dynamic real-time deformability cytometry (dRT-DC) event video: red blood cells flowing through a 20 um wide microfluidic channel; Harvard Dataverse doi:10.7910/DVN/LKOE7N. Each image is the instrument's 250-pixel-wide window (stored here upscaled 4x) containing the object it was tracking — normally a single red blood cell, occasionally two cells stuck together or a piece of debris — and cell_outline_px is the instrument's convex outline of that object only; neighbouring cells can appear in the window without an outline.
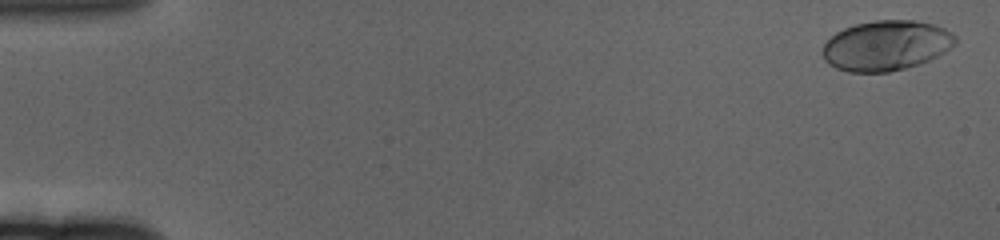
{"species": "human", "species_latin": "Homo sapiens", "temperature_condition": "cold", "stored_images_in_passage": 62, "camera_frame_rate_fps": 3000, "um_per_image_px": 0.085, "donor": {"sex": "female"}, "frame": {"image": 1, "passage_image": 2, "time_ms": 0.333, "image_size_px": [1000, 240], "cell_outline_px": [[956, 44], [944, 52], [920, 64], [888, 72], [848, 72], [836, 68], [828, 64], [824, 60], [824, 44], [836, 32], [844, 28], [856, 24], [876, 20], [912, 20], [932, 24], [944, 28], [952, 32], [956, 36]], "centroid_in_image_um": [75.33, 3.87], "position_along_channel_um": 9.7, "area_um2": 38.61}}
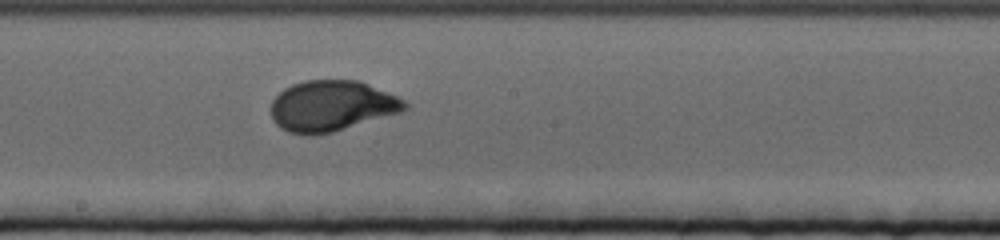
{"frame": {"image": 2, "passage_image": 35, "time_ms": 11.333, "image_size_px": [1000, 240], "cell_outline_px": [[408, 108], [400, 112], [332, 132], [288, 132], [280, 128], [272, 120], [272, 100], [284, 88], [292, 84], [304, 80], [356, 80], [368, 84], [396, 96], [404, 100], [408, 104]], "centroid_in_image_um": [28.19, 8.97], "position_along_channel_um": 220.0, "area_um2": 38.73}}
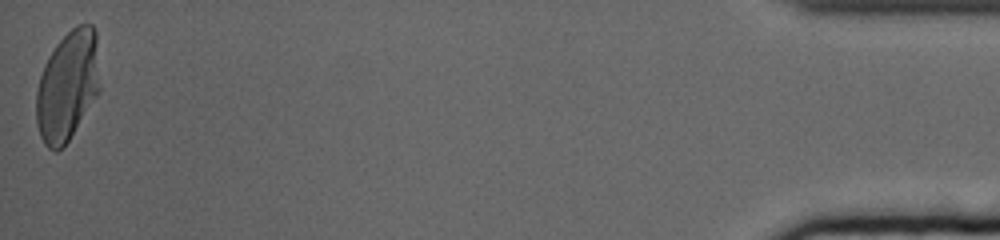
{"frame": {"image": 3, "passage_image": 62, "time_ms": 20.333, "image_size_px": [1000, 240], "cell_outline_px": [[100, 92], [68, 140], [56, 152], [48, 148], [44, 144], [40, 136], [36, 124], [36, 92], [40, 76], [44, 64], [48, 56], [56, 44], [76, 24], [92, 24], [96, 32], [100, 84]], "centroid_in_image_um": [5.74, 7.29], "position_along_channel_um": 429.5, "area_um2": 40.92}, "authors_computed_cell_mechanics": {"area_um2": 38.6393, "velocity_mm_per_s": 3.2995, "shape_relaxation_time_tau1_ms": 3.8856, "shape_relaxation_time_tau2_ms": null, "deformation_change_tau1": 0.2035, "deformation_change_tau2": null}}